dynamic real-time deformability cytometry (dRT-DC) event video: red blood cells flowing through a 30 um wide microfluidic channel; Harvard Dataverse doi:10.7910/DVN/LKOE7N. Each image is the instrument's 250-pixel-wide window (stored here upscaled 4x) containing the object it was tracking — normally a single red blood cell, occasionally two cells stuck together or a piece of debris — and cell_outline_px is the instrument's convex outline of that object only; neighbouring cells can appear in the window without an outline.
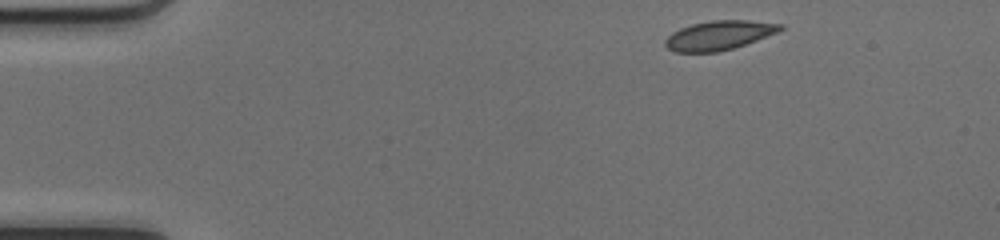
{"species": "common noctule bat (a hibernating species)", "species_latin": "Nyctalus noctula", "temperature_condition": "cold", "stored_images_in_passage": 43, "camera_frame_rate_fps": 3000, "um_per_image_px": 0.085, "animal": {"sex": "female", "body_mass_g": 17.0, "forearm_length_mm": 48.0}, "frame": {"image": 1, "passage_image": 1, "time_ms": 0.0, "image_size_px": [1000, 240], "cell_outline_px": [[784, 28], [776, 32], [756, 40], [732, 48], [716, 52], [676, 52], [668, 48], [664, 44], [664, 40], [672, 32], [680, 28], [692, 24], [712, 20], [748, 20], [784, 24]], "centroid_in_image_um": [61.09, 2.99], "position_along_channel_um": 23.9, "area_um2": 19.42}}
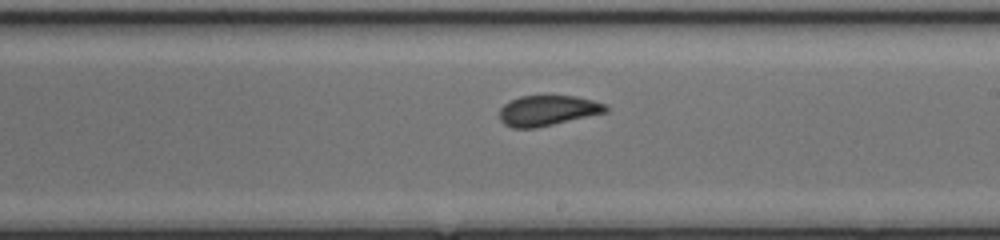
{"frame": {"image": 2, "passage_image": 23, "time_ms": 7.333, "image_size_px": [1000, 240], "cell_outline_px": [[608, 112], [536, 128], [512, 128], [504, 124], [500, 120], [500, 108], [504, 104], [520, 96], [576, 96], [592, 100], [604, 104], [608, 108]], "centroid_in_image_um": [46.54, 9.4], "position_along_channel_um": 242.5, "area_um2": 18.73}}
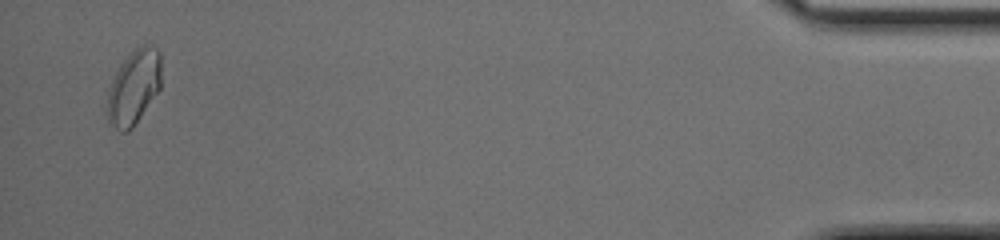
{"frame": {"image": 3, "passage_image": 42, "time_ms": 13.667, "image_size_px": [1000, 240], "cell_outline_px": [[160, 88], [132, 128], [128, 132], [120, 132], [108, 120], [108, 92], [112, 80], [120, 64], [136, 48], [144, 44], [156, 48], [160, 52]], "centroid_in_image_um": [11.38, 7.41], "position_along_channel_um": 423.8, "area_um2": 22.95}, "authors_computed_cell_mechanics": {"area_um2": 19.5942, "velocity_mm_per_s": 4.1663, "shape_relaxation_time_tau1_ms": 5.5807, "shape_relaxation_time_tau2_ms": 0.7321, "deformation_change_tau1": 0.1258, "deformation_change_tau2": 0.0443}}